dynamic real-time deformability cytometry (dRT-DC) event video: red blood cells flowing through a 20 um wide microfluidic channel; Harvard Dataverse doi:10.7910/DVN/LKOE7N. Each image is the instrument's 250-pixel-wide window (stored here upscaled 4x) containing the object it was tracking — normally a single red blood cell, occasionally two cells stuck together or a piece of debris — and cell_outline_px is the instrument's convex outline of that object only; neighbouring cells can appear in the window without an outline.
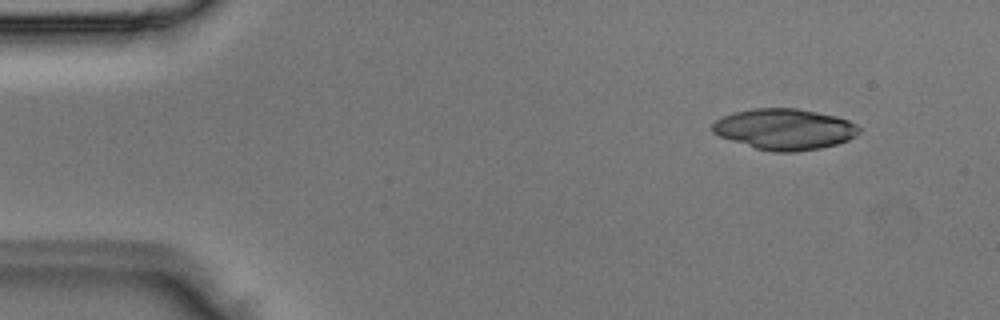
{"species": "Egyptian fruit bat (a non-hibernating species)", "species_latin": "Rousettus aegyptiacus", "temperature_condition": "room temperature", "stored_images_in_passage": 5, "camera_frame_rate_fps": 3000, "um_per_image_px": 0.085, "animal": {"sex": "male"}, "frame": {"image": 1, "passage_image": 1, "time_ms": 0.0, "image_size_px": [1000, 320], "cell_outline_px": [[860, 132], [856, 136], [848, 140], [836, 144], [820, 148], [796, 152], [772, 152], [756, 148], [720, 136], [712, 132], [712, 124], [716, 120], [724, 116], [736, 112], [752, 108], [796, 108], [836, 116], [848, 120], [856, 124], [860, 128]], "centroid_in_image_um": [66.71, 10.98], "position_along_channel_um": 18.3, "area_um2": 34.85}}